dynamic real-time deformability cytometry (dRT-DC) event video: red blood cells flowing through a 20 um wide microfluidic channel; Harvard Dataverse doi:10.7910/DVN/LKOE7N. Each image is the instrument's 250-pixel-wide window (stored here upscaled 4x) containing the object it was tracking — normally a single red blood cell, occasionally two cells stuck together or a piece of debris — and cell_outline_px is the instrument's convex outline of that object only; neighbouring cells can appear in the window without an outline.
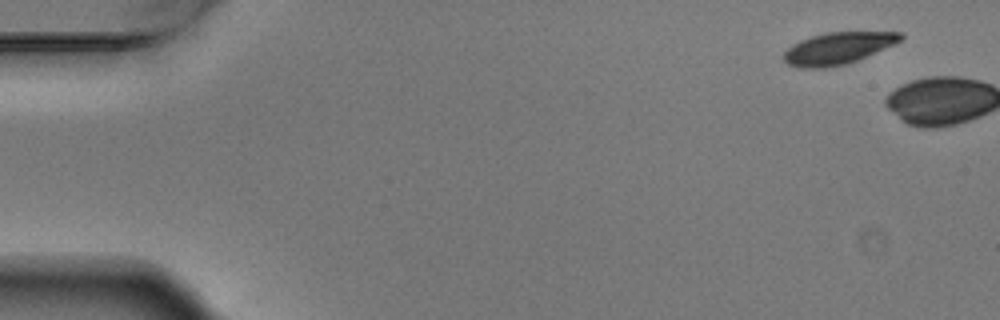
{"species": "Egyptian fruit bat (a non-hibernating species)", "species_latin": "Rousettus aegyptiacus", "temperature_condition": "warm", "stored_images_in_passage": 2, "camera_frame_rate_fps": 3000, "um_per_image_px": 0.085, "animal": {"sex": "male"}, "frame": {"image": 1, "passage_image": 1, "time_ms": 0.0, "image_size_px": [1000, 320], "cell_outline_px": [[904, 36], [900, 40], [892, 44], [856, 60], [844, 64], [824, 68], [800, 68], [788, 64], [784, 60], [784, 52], [792, 44], [800, 40], [824, 32], [904, 32]], "centroid_in_image_um": [71.17, 4.09], "position_along_channel_um": 13.8, "area_um2": 21.33}}